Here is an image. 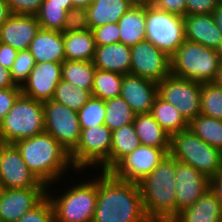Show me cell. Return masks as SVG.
I'll return each mask as SVG.
<instances>
[{
    "instance_id": "obj_1",
    "label": "cell",
    "mask_w": 222,
    "mask_h": 222,
    "mask_svg": "<svg viewBox=\"0 0 222 222\" xmlns=\"http://www.w3.org/2000/svg\"><path fill=\"white\" fill-rule=\"evenodd\" d=\"M97 175V202L92 222H151L144 211L138 183Z\"/></svg>"
},
{
    "instance_id": "obj_2",
    "label": "cell",
    "mask_w": 222,
    "mask_h": 222,
    "mask_svg": "<svg viewBox=\"0 0 222 222\" xmlns=\"http://www.w3.org/2000/svg\"><path fill=\"white\" fill-rule=\"evenodd\" d=\"M22 159L36 178L46 186H53L72 166L69 153L47 132L14 143ZM54 182V183H53ZM53 183V184H52Z\"/></svg>"
},
{
    "instance_id": "obj_3",
    "label": "cell",
    "mask_w": 222,
    "mask_h": 222,
    "mask_svg": "<svg viewBox=\"0 0 222 222\" xmlns=\"http://www.w3.org/2000/svg\"><path fill=\"white\" fill-rule=\"evenodd\" d=\"M176 159L169 153L139 183L142 203L151 222H171L176 217Z\"/></svg>"
},
{
    "instance_id": "obj_4",
    "label": "cell",
    "mask_w": 222,
    "mask_h": 222,
    "mask_svg": "<svg viewBox=\"0 0 222 222\" xmlns=\"http://www.w3.org/2000/svg\"><path fill=\"white\" fill-rule=\"evenodd\" d=\"M92 177L95 178L86 181L85 176V180L82 178L77 184L73 182L75 185H67L66 190H57L59 195L56 193V196L51 185L47 186L55 222H92L97 202V176Z\"/></svg>"
},
{
    "instance_id": "obj_5",
    "label": "cell",
    "mask_w": 222,
    "mask_h": 222,
    "mask_svg": "<svg viewBox=\"0 0 222 222\" xmlns=\"http://www.w3.org/2000/svg\"><path fill=\"white\" fill-rule=\"evenodd\" d=\"M171 74L199 83L213 82L222 63L217 50L185 40L170 57Z\"/></svg>"
},
{
    "instance_id": "obj_6",
    "label": "cell",
    "mask_w": 222,
    "mask_h": 222,
    "mask_svg": "<svg viewBox=\"0 0 222 222\" xmlns=\"http://www.w3.org/2000/svg\"><path fill=\"white\" fill-rule=\"evenodd\" d=\"M170 154L210 180L222 169V152L201 140L189 128L171 136Z\"/></svg>"
},
{
    "instance_id": "obj_7",
    "label": "cell",
    "mask_w": 222,
    "mask_h": 222,
    "mask_svg": "<svg viewBox=\"0 0 222 222\" xmlns=\"http://www.w3.org/2000/svg\"><path fill=\"white\" fill-rule=\"evenodd\" d=\"M45 132L43 102L21 94L0 123L3 143H15Z\"/></svg>"
},
{
    "instance_id": "obj_8",
    "label": "cell",
    "mask_w": 222,
    "mask_h": 222,
    "mask_svg": "<svg viewBox=\"0 0 222 222\" xmlns=\"http://www.w3.org/2000/svg\"><path fill=\"white\" fill-rule=\"evenodd\" d=\"M111 145L112 131L105 124L81 129L80 140L69 154L72 166L76 172L90 168L110 172Z\"/></svg>"
},
{
    "instance_id": "obj_9",
    "label": "cell",
    "mask_w": 222,
    "mask_h": 222,
    "mask_svg": "<svg viewBox=\"0 0 222 222\" xmlns=\"http://www.w3.org/2000/svg\"><path fill=\"white\" fill-rule=\"evenodd\" d=\"M145 39L171 57L185 41L184 17L146 7Z\"/></svg>"
},
{
    "instance_id": "obj_10",
    "label": "cell",
    "mask_w": 222,
    "mask_h": 222,
    "mask_svg": "<svg viewBox=\"0 0 222 222\" xmlns=\"http://www.w3.org/2000/svg\"><path fill=\"white\" fill-rule=\"evenodd\" d=\"M43 111L45 132L70 154L81 135L78 113L53 99L43 101Z\"/></svg>"
},
{
    "instance_id": "obj_11",
    "label": "cell",
    "mask_w": 222,
    "mask_h": 222,
    "mask_svg": "<svg viewBox=\"0 0 222 222\" xmlns=\"http://www.w3.org/2000/svg\"><path fill=\"white\" fill-rule=\"evenodd\" d=\"M201 85L172 74L157 83L158 96L181 113L189 123L200 114Z\"/></svg>"
},
{
    "instance_id": "obj_12",
    "label": "cell",
    "mask_w": 222,
    "mask_h": 222,
    "mask_svg": "<svg viewBox=\"0 0 222 222\" xmlns=\"http://www.w3.org/2000/svg\"><path fill=\"white\" fill-rule=\"evenodd\" d=\"M0 188H47L29 170L14 143H3L0 150Z\"/></svg>"
},
{
    "instance_id": "obj_13",
    "label": "cell",
    "mask_w": 222,
    "mask_h": 222,
    "mask_svg": "<svg viewBox=\"0 0 222 222\" xmlns=\"http://www.w3.org/2000/svg\"><path fill=\"white\" fill-rule=\"evenodd\" d=\"M131 49L130 74L160 82L171 74L170 57L146 39Z\"/></svg>"
},
{
    "instance_id": "obj_14",
    "label": "cell",
    "mask_w": 222,
    "mask_h": 222,
    "mask_svg": "<svg viewBox=\"0 0 222 222\" xmlns=\"http://www.w3.org/2000/svg\"><path fill=\"white\" fill-rule=\"evenodd\" d=\"M168 153L161 148L141 145L124 157L110 173L117 179L139 183Z\"/></svg>"
},
{
    "instance_id": "obj_15",
    "label": "cell",
    "mask_w": 222,
    "mask_h": 222,
    "mask_svg": "<svg viewBox=\"0 0 222 222\" xmlns=\"http://www.w3.org/2000/svg\"><path fill=\"white\" fill-rule=\"evenodd\" d=\"M176 216L194 204L208 189L211 180L192 166L176 160Z\"/></svg>"
},
{
    "instance_id": "obj_16",
    "label": "cell",
    "mask_w": 222,
    "mask_h": 222,
    "mask_svg": "<svg viewBox=\"0 0 222 222\" xmlns=\"http://www.w3.org/2000/svg\"><path fill=\"white\" fill-rule=\"evenodd\" d=\"M47 196V188H0V219L16 222Z\"/></svg>"
},
{
    "instance_id": "obj_17",
    "label": "cell",
    "mask_w": 222,
    "mask_h": 222,
    "mask_svg": "<svg viewBox=\"0 0 222 222\" xmlns=\"http://www.w3.org/2000/svg\"><path fill=\"white\" fill-rule=\"evenodd\" d=\"M62 63H36L28 79L21 86L24 96L38 101L53 99L61 80Z\"/></svg>"
},
{
    "instance_id": "obj_18",
    "label": "cell",
    "mask_w": 222,
    "mask_h": 222,
    "mask_svg": "<svg viewBox=\"0 0 222 222\" xmlns=\"http://www.w3.org/2000/svg\"><path fill=\"white\" fill-rule=\"evenodd\" d=\"M157 96V82L132 74L123 75L120 97L135 114L150 113Z\"/></svg>"
},
{
    "instance_id": "obj_19",
    "label": "cell",
    "mask_w": 222,
    "mask_h": 222,
    "mask_svg": "<svg viewBox=\"0 0 222 222\" xmlns=\"http://www.w3.org/2000/svg\"><path fill=\"white\" fill-rule=\"evenodd\" d=\"M39 29L35 15L12 14L0 26V42L18 51L28 50Z\"/></svg>"
},
{
    "instance_id": "obj_20",
    "label": "cell",
    "mask_w": 222,
    "mask_h": 222,
    "mask_svg": "<svg viewBox=\"0 0 222 222\" xmlns=\"http://www.w3.org/2000/svg\"><path fill=\"white\" fill-rule=\"evenodd\" d=\"M185 40L202 44L217 50L222 34L212 14H194L184 16Z\"/></svg>"
},
{
    "instance_id": "obj_21",
    "label": "cell",
    "mask_w": 222,
    "mask_h": 222,
    "mask_svg": "<svg viewBox=\"0 0 222 222\" xmlns=\"http://www.w3.org/2000/svg\"><path fill=\"white\" fill-rule=\"evenodd\" d=\"M28 51L35 58L36 63H63L66 60L63 33L40 28L31 41Z\"/></svg>"
},
{
    "instance_id": "obj_22",
    "label": "cell",
    "mask_w": 222,
    "mask_h": 222,
    "mask_svg": "<svg viewBox=\"0 0 222 222\" xmlns=\"http://www.w3.org/2000/svg\"><path fill=\"white\" fill-rule=\"evenodd\" d=\"M92 63L100 70L130 74L131 49L121 42L96 46Z\"/></svg>"
},
{
    "instance_id": "obj_23",
    "label": "cell",
    "mask_w": 222,
    "mask_h": 222,
    "mask_svg": "<svg viewBox=\"0 0 222 222\" xmlns=\"http://www.w3.org/2000/svg\"><path fill=\"white\" fill-rule=\"evenodd\" d=\"M221 219L222 206L210 188L194 204L180 211L171 222H220Z\"/></svg>"
},
{
    "instance_id": "obj_24",
    "label": "cell",
    "mask_w": 222,
    "mask_h": 222,
    "mask_svg": "<svg viewBox=\"0 0 222 222\" xmlns=\"http://www.w3.org/2000/svg\"><path fill=\"white\" fill-rule=\"evenodd\" d=\"M133 125L141 145L161 148L170 153L171 136L150 113L135 114Z\"/></svg>"
},
{
    "instance_id": "obj_25",
    "label": "cell",
    "mask_w": 222,
    "mask_h": 222,
    "mask_svg": "<svg viewBox=\"0 0 222 222\" xmlns=\"http://www.w3.org/2000/svg\"><path fill=\"white\" fill-rule=\"evenodd\" d=\"M131 7L129 0H94L87 8L89 29L108 23H118Z\"/></svg>"
},
{
    "instance_id": "obj_26",
    "label": "cell",
    "mask_w": 222,
    "mask_h": 222,
    "mask_svg": "<svg viewBox=\"0 0 222 222\" xmlns=\"http://www.w3.org/2000/svg\"><path fill=\"white\" fill-rule=\"evenodd\" d=\"M120 42L132 47L145 40V7H131L118 21Z\"/></svg>"
},
{
    "instance_id": "obj_27",
    "label": "cell",
    "mask_w": 222,
    "mask_h": 222,
    "mask_svg": "<svg viewBox=\"0 0 222 222\" xmlns=\"http://www.w3.org/2000/svg\"><path fill=\"white\" fill-rule=\"evenodd\" d=\"M66 60L92 61L96 44L92 31L63 33Z\"/></svg>"
},
{
    "instance_id": "obj_28",
    "label": "cell",
    "mask_w": 222,
    "mask_h": 222,
    "mask_svg": "<svg viewBox=\"0 0 222 222\" xmlns=\"http://www.w3.org/2000/svg\"><path fill=\"white\" fill-rule=\"evenodd\" d=\"M140 146L133 123L112 131L110 171L127 155Z\"/></svg>"
},
{
    "instance_id": "obj_29",
    "label": "cell",
    "mask_w": 222,
    "mask_h": 222,
    "mask_svg": "<svg viewBox=\"0 0 222 222\" xmlns=\"http://www.w3.org/2000/svg\"><path fill=\"white\" fill-rule=\"evenodd\" d=\"M150 114L170 136L188 129V122L175 106H172L159 96L156 97Z\"/></svg>"
},
{
    "instance_id": "obj_30",
    "label": "cell",
    "mask_w": 222,
    "mask_h": 222,
    "mask_svg": "<svg viewBox=\"0 0 222 222\" xmlns=\"http://www.w3.org/2000/svg\"><path fill=\"white\" fill-rule=\"evenodd\" d=\"M95 72L96 67L92 61L65 60L62 63L61 79L92 92Z\"/></svg>"
},
{
    "instance_id": "obj_31",
    "label": "cell",
    "mask_w": 222,
    "mask_h": 222,
    "mask_svg": "<svg viewBox=\"0 0 222 222\" xmlns=\"http://www.w3.org/2000/svg\"><path fill=\"white\" fill-rule=\"evenodd\" d=\"M188 128L201 140L222 152V119L197 115Z\"/></svg>"
},
{
    "instance_id": "obj_32",
    "label": "cell",
    "mask_w": 222,
    "mask_h": 222,
    "mask_svg": "<svg viewBox=\"0 0 222 222\" xmlns=\"http://www.w3.org/2000/svg\"><path fill=\"white\" fill-rule=\"evenodd\" d=\"M123 75L96 68L92 86V96L102 100L120 96Z\"/></svg>"
},
{
    "instance_id": "obj_33",
    "label": "cell",
    "mask_w": 222,
    "mask_h": 222,
    "mask_svg": "<svg viewBox=\"0 0 222 222\" xmlns=\"http://www.w3.org/2000/svg\"><path fill=\"white\" fill-rule=\"evenodd\" d=\"M104 124L111 130L134 122L135 113L122 97L105 100Z\"/></svg>"
},
{
    "instance_id": "obj_34",
    "label": "cell",
    "mask_w": 222,
    "mask_h": 222,
    "mask_svg": "<svg viewBox=\"0 0 222 222\" xmlns=\"http://www.w3.org/2000/svg\"><path fill=\"white\" fill-rule=\"evenodd\" d=\"M71 7L72 4H57L50 3V0H44L35 15L40 28L62 32L67 11Z\"/></svg>"
},
{
    "instance_id": "obj_35",
    "label": "cell",
    "mask_w": 222,
    "mask_h": 222,
    "mask_svg": "<svg viewBox=\"0 0 222 222\" xmlns=\"http://www.w3.org/2000/svg\"><path fill=\"white\" fill-rule=\"evenodd\" d=\"M91 97L90 91L61 79L56 87L53 100L78 112Z\"/></svg>"
},
{
    "instance_id": "obj_36",
    "label": "cell",
    "mask_w": 222,
    "mask_h": 222,
    "mask_svg": "<svg viewBox=\"0 0 222 222\" xmlns=\"http://www.w3.org/2000/svg\"><path fill=\"white\" fill-rule=\"evenodd\" d=\"M200 114L222 119V89L214 83L201 85Z\"/></svg>"
},
{
    "instance_id": "obj_37",
    "label": "cell",
    "mask_w": 222,
    "mask_h": 222,
    "mask_svg": "<svg viewBox=\"0 0 222 222\" xmlns=\"http://www.w3.org/2000/svg\"><path fill=\"white\" fill-rule=\"evenodd\" d=\"M77 113L81 129L104 124L105 101L92 96Z\"/></svg>"
},
{
    "instance_id": "obj_38",
    "label": "cell",
    "mask_w": 222,
    "mask_h": 222,
    "mask_svg": "<svg viewBox=\"0 0 222 222\" xmlns=\"http://www.w3.org/2000/svg\"><path fill=\"white\" fill-rule=\"evenodd\" d=\"M35 64V58L28 50L19 51L13 62L12 69L10 70L14 83L21 87L28 79Z\"/></svg>"
},
{
    "instance_id": "obj_39",
    "label": "cell",
    "mask_w": 222,
    "mask_h": 222,
    "mask_svg": "<svg viewBox=\"0 0 222 222\" xmlns=\"http://www.w3.org/2000/svg\"><path fill=\"white\" fill-rule=\"evenodd\" d=\"M89 30L87 9L71 7L66 14L62 33L84 32Z\"/></svg>"
},
{
    "instance_id": "obj_40",
    "label": "cell",
    "mask_w": 222,
    "mask_h": 222,
    "mask_svg": "<svg viewBox=\"0 0 222 222\" xmlns=\"http://www.w3.org/2000/svg\"><path fill=\"white\" fill-rule=\"evenodd\" d=\"M16 222H55L51 200L46 196L37 206Z\"/></svg>"
},
{
    "instance_id": "obj_41",
    "label": "cell",
    "mask_w": 222,
    "mask_h": 222,
    "mask_svg": "<svg viewBox=\"0 0 222 222\" xmlns=\"http://www.w3.org/2000/svg\"><path fill=\"white\" fill-rule=\"evenodd\" d=\"M96 46H103L120 42L118 23H108L91 30Z\"/></svg>"
},
{
    "instance_id": "obj_42",
    "label": "cell",
    "mask_w": 222,
    "mask_h": 222,
    "mask_svg": "<svg viewBox=\"0 0 222 222\" xmlns=\"http://www.w3.org/2000/svg\"><path fill=\"white\" fill-rule=\"evenodd\" d=\"M44 0H6L12 14L36 15Z\"/></svg>"
},
{
    "instance_id": "obj_43",
    "label": "cell",
    "mask_w": 222,
    "mask_h": 222,
    "mask_svg": "<svg viewBox=\"0 0 222 222\" xmlns=\"http://www.w3.org/2000/svg\"><path fill=\"white\" fill-rule=\"evenodd\" d=\"M21 94V87L0 89V123Z\"/></svg>"
},
{
    "instance_id": "obj_44",
    "label": "cell",
    "mask_w": 222,
    "mask_h": 222,
    "mask_svg": "<svg viewBox=\"0 0 222 222\" xmlns=\"http://www.w3.org/2000/svg\"><path fill=\"white\" fill-rule=\"evenodd\" d=\"M217 6V0H186V15L212 14Z\"/></svg>"
},
{
    "instance_id": "obj_45",
    "label": "cell",
    "mask_w": 222,
    "mask_h": 222,
    "mask_svg": "<svg viewBox=\"0 0 222 222\" xmlns=\"http://www.w3.org/2000/svg\"><path fill=\"white\" fill-rule=\"evenodd\" d=\"M154 7L175 15H186V0H156Z\"/></svg>"
},
{
    "instance_id": "obj_46",
    "label": "cell",
    "mask_w": 222,
    "mask_h": 222,
    "mask_svg": "<svg viewBox=\"0 0 222 222\" xmlns=\"http://www.w3.org/2000/svg\"><path fill=\"white\" fill-rule=\"evenodd\" d=\"M18 52V50L14 49L8 44L0 42V64L11 70Z\"/></svg>"
},
{
    "instance_id": "obj_47",
    "label": "cell",
    "mask_w": 222,
    "mask_h": 222,
    "mask_svg": "<svg viewBox=\"0 0 222 222\" xmlns=\"http://www.w3.org/2000/svg\"><path fill=\"white\" fill-rule=\"evenodd\" d=\"M9 87H20L14 83L11 77V71L0 64V89Z\"/></svg>"
},
{
    "instance_id": "obj_48",
    "label": "cell",
    "mask_w": 222,
    "mask_h": 222,
    "mask_svg": "<svg viewBox=\"0 0 222 222\" xmlns=\"http://www.w3.org/2000/svg\"><path fill=\"white\" fill-rule=\"evenodd\" d=\"M211 189L217 195V198L222 206V169L213 179H211Z\"/></svg>"
},
{
    "instance_id": "obj_49",
    "label": "cell",
    "mask_w": 222,
    "mask_h": 222,
    "mask_svg": "<svg viewBox=\"0 0 222 222\" xmlns=\"http://www.w3.org/2000/svg\"><path fill=\"white\" fill-rule=\"evenodd\" d=\"M12 15L6 0H0V26Z\"/></svg>"
},
{
    "instance_id": "obj_50",
    "label": "cell",
    "mask_w": 222,
    "mask_h": 222,
    "mask_svg": "<svg viewBox=\"0 0 222 222\" xmlns=\"http://www.w3.org/2000/svg\"><path fill=\"white\" fill-rule=\"evenodd\" d=\"M215 23L217 24L221 34H222V5H219L214 9L212 13Z\"/></svg>"
},
{
    "instance_id": "obj_51",
    "label": "cell",
    "mask_w": 222,
    "mask_h": 222,
    "mask_svg": "<svg viewBox=\"0 0 222 222\" xmlns=\"http://www.w3.org/2000/svg\"><path fill=\"white\" fill-rule=\"evenodd\" d=\"M156 0H129L132 7H150L154 6Z\"/></svg>"
},
{
    "instance_id": "obj_52",
    "label": "cell",
    "mask_w": 222,
    "mask_h": 222,
    "mask_svg": "<svg viewBox=\"0 0 222 222\" xmlns=\"http://www.w3.org/2000/svg\"><path fill=\"white\" fill-rule=\"evenodd\" d=\"M94 0H71L72 7L87 9Z\"/></svg>"
},
{
    "instance_id": "obj_53",
    "label": "cell",
    "mask_w": 222,
    "mask_h": 222,
    "mask_svg": "<svg viewBox=\"0 0 222 222\" xmlns=\"http://www.w3.org/2000/svg\"><path fill=\"white\" fill-rule=\"evenodd\" d=\"M212 83L222 89V63L220 64L216 77L214 78Z\"/></svg>"
},
{
    "instance_id": "obj_54",
    "label": "cell",
    "mask_w": 222,
    "mask_h": 222,
    "mask_svg": "<svg viewBox=\"0 0 222 222\" xmlns=\"http://www.w3.org/2000/svg\"><path fill=\"white\" fill-rule=\"evenodd\" d=\"M50 3H57V4H72L71 0H50Z\"/></svg>"
},
{
    "instance_id": "obj_55",
    "label": "cell",
    "mask_w": 222,
    "mask_h": 222,
    "mask_svg": "<svg viewBox=\"0 0 222 222\" xmlns=\"http://www.w3.org/2000/svg\"><path fill=\"white\" fill-rule=\"evenodd\" d=\"M218 53L220 54L221 60H222V41L220 44V47L217 49Z\"/></svg>"
},
{
    "instance_id": "obj_56",
    "label": "cell",
    "mask_w": 222,
    "mask_h": 222,
    "mask_svg": "<svg viewBox=\"0 0 222 222\" xmlns=\"http://www.w3.org/2000/svg\"><path fill=\"white\" fill-rule=\"evenodd\" d=\"M219 5H222V0H217Z\"/></svg>"
},
{
    "instance_id": "obj_57",
    "label": "cell",
    "mask_w": 222,
    "mask_h": 222,
    "mask_svg": "<svg viewBox=\"0 0 222 222\" xmlns=\"http://www.w3.org/2000/svg\"><path fill=\"white\" fill-rule=\"evenodd\" d=\"M2 144H3V142H2L1 139H0V150H1V148H2Z\"/></svg>"
}]
</instances>
